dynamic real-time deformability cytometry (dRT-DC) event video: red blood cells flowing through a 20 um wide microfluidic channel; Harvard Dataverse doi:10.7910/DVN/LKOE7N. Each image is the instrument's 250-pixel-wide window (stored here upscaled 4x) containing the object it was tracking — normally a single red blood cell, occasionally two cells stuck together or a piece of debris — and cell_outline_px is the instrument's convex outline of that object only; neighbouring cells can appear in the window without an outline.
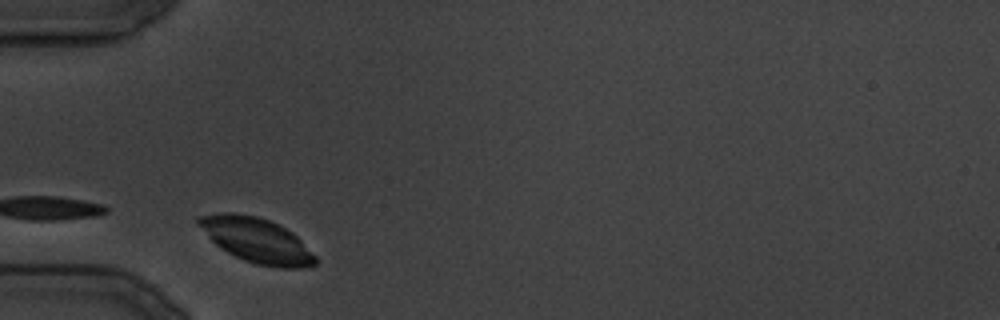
{"species": "common noctule bat (a hibernating species)", "species_latin": "Nyctalus noctula", "temperature_condition": "cold", "stored_images_in_passage": 15, "camera_frame_rate_fps": 3000, "um_per_image_px": 0.085, "animal": {"sex": "male", "body_mass_g": 19.5, "forearm_length_mm": 54.6}, "frame": {"image": 1, "passage_image": 1, "time_ms": 0.0, "image_size_px": [1000, 320], "cell_outline_px": [[316, 264], [304, 268], [280, 268], [256, 264], [244, 260], [220, 248], [196, 224], [196, 220], [200, 216], [220, 212], [232, 212], [256, 216], [268, 220], [292, 232], [316, 256]], "centroid_in_image_um": [21.8, 20.42], "position_along_channel_um": 63.2, "area_um2": 30.23}}